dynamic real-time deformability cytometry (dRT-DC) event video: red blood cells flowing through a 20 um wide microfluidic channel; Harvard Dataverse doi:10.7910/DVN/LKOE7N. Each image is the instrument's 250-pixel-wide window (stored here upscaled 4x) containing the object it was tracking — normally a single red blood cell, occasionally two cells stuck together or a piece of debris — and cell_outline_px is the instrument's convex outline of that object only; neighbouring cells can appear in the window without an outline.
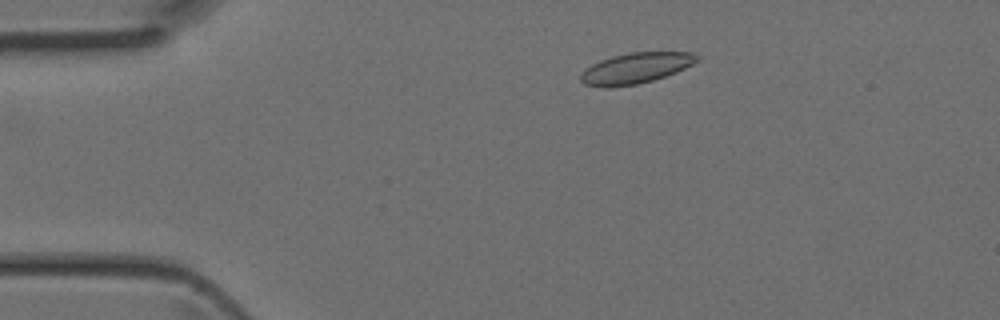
{"species": "Egyptian fruit bat (a non-hibernating species)", "species_latin": "Rousettus aegyptiacus", "temperature_condition": "room temperature", "stored_images_in_passage": 42, "camera_frame_rate_fps": 3000, "um_per_image_px": 0.085, "animal": {"sex": "female"}, "frame": {"image": 1, "passage_image": 6, "time_ms": 1.667, "image_size_px": [1000, 320], "cell_outline_px": [[700, 60], [676, 72], [652, 80], [636, 84], [608, 88], [604, 88], [584, 84], [580, 80], [580, 76], [592, 64], [600, 60], [612, 56], [632, 52], [692, 52], [700, 56]], "centroid_in_image_um": [54.05, 5.79], "position_along_channel_um": 30.9, "area_um2": 20.69}}
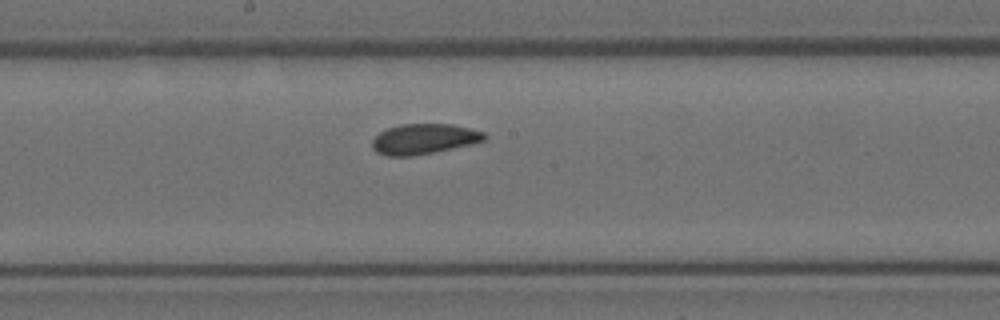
{"frame": {"image": 2, "passage_image": 21, "time_ms": 6.667, "image_size_px": [1000, 320], "cell_outline_px": [[488, 136], [484, 140], [468, 144], [432, 152], [412, 156], [388, 156], [376, 152], [372, 148], [372, 140], [380, 132], [388, 128], [400, 124], [452, 124], [484, 132]], "centroid_in_image_um": [35.99, 11.8], "position_along_channel_um": 212.2, "area_um2": 19.54}}
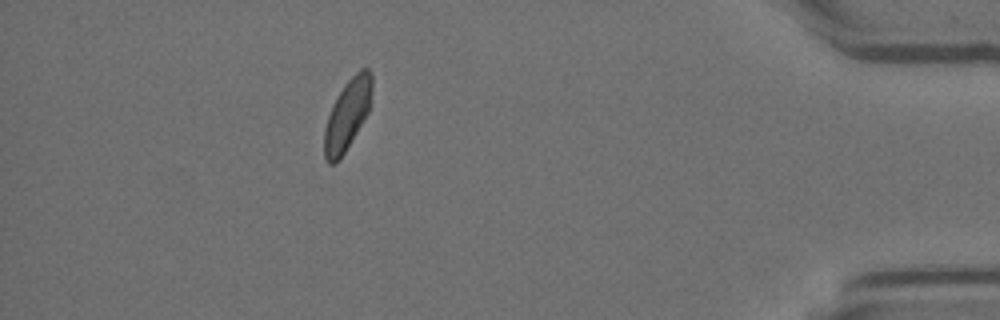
{"frame": {"image": 3, "passage_image": 37, "time_ms": 12.0, "image_size_px": [1000, 320], "cell_outline_px": [[372, 88], [368, 112], [340, 160], [336, 164], [328, 164], [324, 160], [324, 128], [332, 104], [344, 84], [360, 68], [368, 68], [372, 76]], "centroid_in_image_um": [29.5, 9.77], "position_along_channel_um": 405.7, "area_um2": 19.59}}